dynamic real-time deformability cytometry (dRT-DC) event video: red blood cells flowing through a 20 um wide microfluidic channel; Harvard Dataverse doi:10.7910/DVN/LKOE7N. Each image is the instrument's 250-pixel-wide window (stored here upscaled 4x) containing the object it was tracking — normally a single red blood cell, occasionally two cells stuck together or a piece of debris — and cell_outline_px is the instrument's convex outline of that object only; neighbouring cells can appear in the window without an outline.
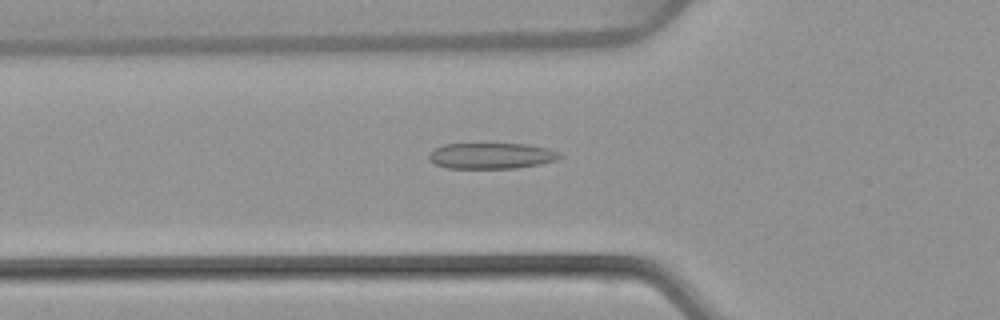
{"species": "common noctule bat (a hibernating species)", "species_latin": "Nyctalus noctula", "temperature_condition": "warm", "stored_images_in_passage": 39, "camera_frame_rate_fps": 3000, "um_per_image_px": 0.085, "animal": {"sex": "female", "body_mass_g": 22.7, "forearm_length_mm": 54.2}, "frame": {"image": 1, "passage_image": 5, "time_ms": 1.333, "image_size_px": [1000, 320], "cell_outline_px": [[564, 156], [556, 160], [540, 164], [516, 168], [448, 168], [436, 164], [428, 160], [428, 156], [436, 148], [444, 144], [528, 144], [548, 148]], "centroid_in_image_um": [41.78, 13.24], "position_along_channel_um": 84.0, "area_um2": 19.65}}
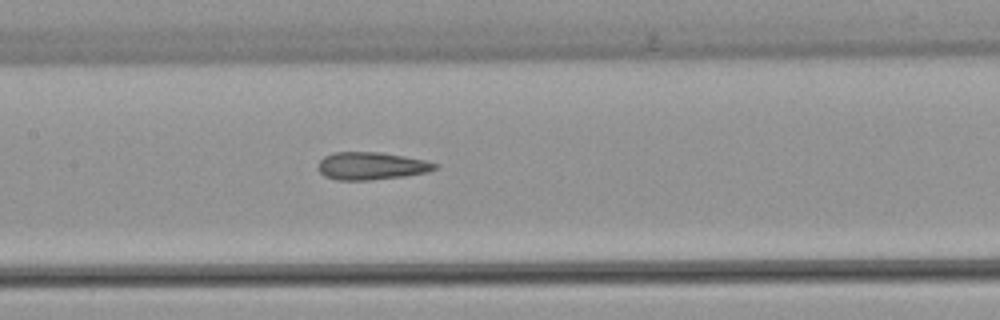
{"frame": {"image": 2, "passage_image": 12, "time_ms": 3.667, "image_size_px": [1000, 320], "cell_outline_px": [[440, 164], [436, 168], [428, 172], [404, 176], [368, 180], [336, 180], [324, 176], [320, 172], [320, 160], [324, 156], [332, 152], [380, 152], [404, 156], [424, 160]], "centroid_in_image_um": [31.57, 14.1], "position_along_channel_um": 175.8, "area_um2": 18.73}}
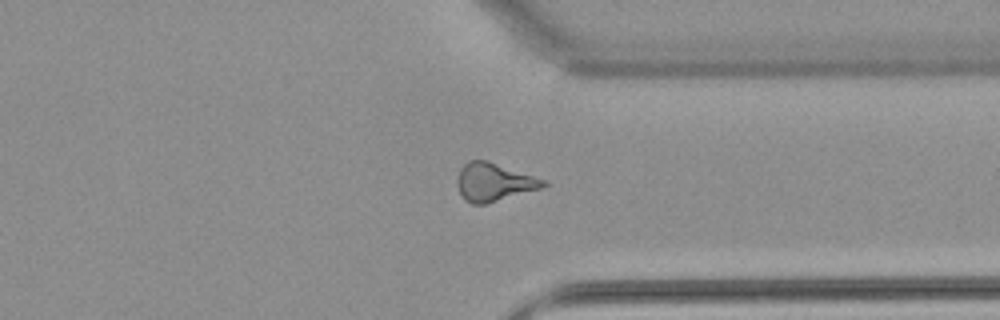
{"frame": {"image": 3, "passage_image": 27, "time_ms": 8.667, "image_size_px": [1000, 320], "cell_outline_px": [[548, 184], [540, 188], [484, 204], [472, 204], [464, 200], [456, 184], [456, 180], [460, 168], [468, 160], [488, 160], [548, 180]], "centroid_in_image_um": [41.97, 15.45], "position_along_channel_um": 369.4, "area_um2": 19.19}, "authors_computed_cell_mechanics": {"area_um2": 18.7272, "velocity_mm_per_s": 3.896, "shape_relaxation_time_tau1_ms": null, "shape_relaxation_time_tau2_ms": 2.3799, "deformation_change_tau1": null, "deformation_change_tau2": 0.1354}}